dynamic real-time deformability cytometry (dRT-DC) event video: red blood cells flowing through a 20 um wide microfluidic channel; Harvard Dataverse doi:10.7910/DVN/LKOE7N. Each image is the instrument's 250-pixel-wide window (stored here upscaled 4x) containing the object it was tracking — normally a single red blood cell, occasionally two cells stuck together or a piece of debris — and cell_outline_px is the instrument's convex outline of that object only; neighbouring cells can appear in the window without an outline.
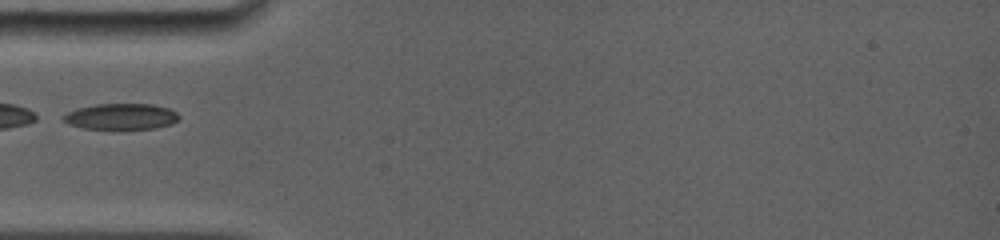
{"species": "common noctule bat (a hibernating species)", "species_latin": "Nyctalus noctula", "temperature_condition": "room temperature", "stored_images_in_passage": 20, "camera_frame_rate_fps": 5000, "um_per_image_px": 0.085, "animal": {"sex": "female", "body_mass_g": 19.0, "forearm_length_mm": 56.7}, "frame": {"image": 1, "passage_image": 1, "time_ms": 0.0, "image_size_px": [1000, 240], "cell_outline_px": [[180, 116], [172, 124], [156, 128], [120, 132], [80, 128], [68, 124], [60, 116], [76, 108], [96, 104], [152, 104], [168, 108], [176, 112]], "centroid_in_image_um": [10.25, 9.96], "position_along_channel_um": 74.7, "area_um2": 18.5}}